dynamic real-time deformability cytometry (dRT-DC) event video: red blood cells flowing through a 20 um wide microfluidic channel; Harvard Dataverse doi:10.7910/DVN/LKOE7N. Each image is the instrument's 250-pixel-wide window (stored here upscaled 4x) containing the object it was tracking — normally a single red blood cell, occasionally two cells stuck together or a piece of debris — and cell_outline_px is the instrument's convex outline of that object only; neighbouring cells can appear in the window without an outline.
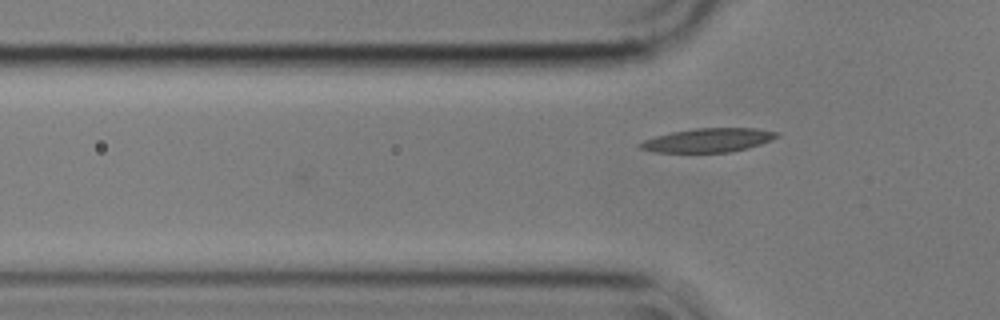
{"species": "common noctule bat (a hibernating species)", "species_latin": "Nyctalus noctula", "temperature_condition": "cold", "stored_images_in_passage": 4, "camera_frame_rate_fps": 3000, "um_per_image_px": 0.085, "animal": {"sex": "male", "body_mass_g": 17.9}, "frame": {"image": 1, "passage_image": 2, "time_ms": 0.333, "image_size_px": [1000, 320], "cell_outline_px": [[780, 136], [760, 144], [748, 148], [732, 152], [652, 152], [640, 148], [636, 144], [644, 140], [656, 136], [672, 132], [696, 128], [756, 128], [780, 132]], "centroid_in_image_um": [60.21, 11.91], "position_along_channel_um": 65.6, "area_um2": 19.07}}
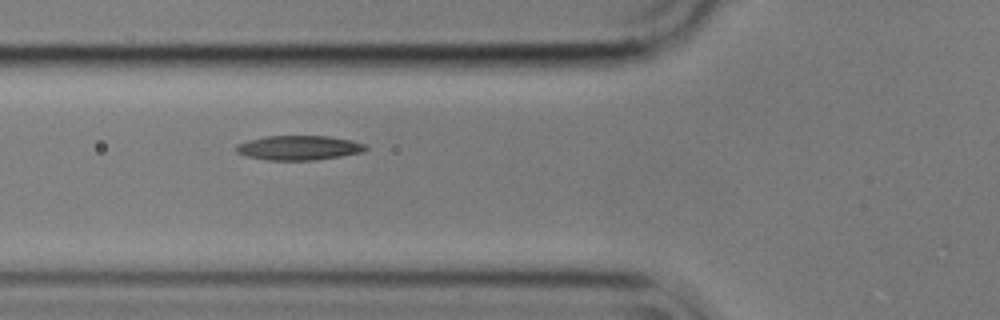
{"frame": {"image": 2, "passage_image": 3, "time_ms": 0.667, "image_size_px": [1000, 320], "cell_outline_px": [[368, 148], [364, 152], [316, 160], [268, 160], [248, 156], [236, 152], [236, 144], [248, 140], [268, 136], [328, 136], [352, 140], [364, 144]], "centroid_in_image_um": [25.42, 12.56], "position_along_channel_um": 100.4, "area_um2": 18.44}}
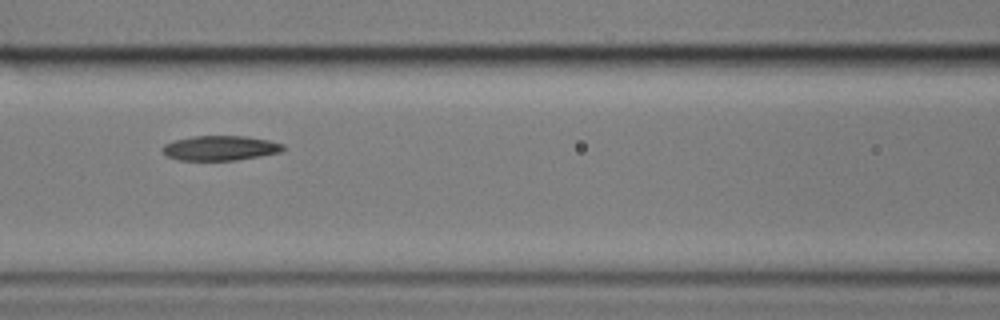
{"frame": {"image": 3, "passage_image": 4, "time_ms": 1.0, "image_size_px": [1000, 320], "cell_outline_px": [[284, 152], [236, 160], [180, 160], [168, 156], [160, 148], [164, 144], [176, 140], [192, 136], [244, 136], [268, 140], [284, 144]], "centroid_in_image_um": [18.75, 12.58], "position_along_channel_um": 147.9, "area_um2": 17.4}}